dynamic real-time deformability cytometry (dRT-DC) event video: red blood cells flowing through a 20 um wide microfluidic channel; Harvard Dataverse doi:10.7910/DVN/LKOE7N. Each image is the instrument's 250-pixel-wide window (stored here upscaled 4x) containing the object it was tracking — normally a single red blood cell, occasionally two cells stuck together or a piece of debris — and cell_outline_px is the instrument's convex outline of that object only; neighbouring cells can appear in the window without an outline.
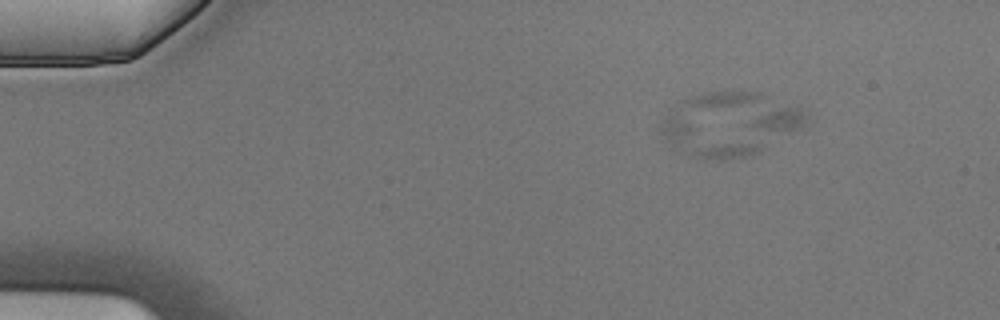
{"species": "Egyptian fruit bat (a non-hibernating species)", "species_latin": "Rousettus aegyptiacus", "temperature_condition": "cold", "stored_images_in_passage": 5, "camera_frame_rate_fps": 3000, "um_per_image_px": 0.085, "animal": {"sex": "male"}, "frame": {"image": 1, "passage_image": 2, "time_ms": 0.333, "image_size_px": [1000, 320], "cell_outline_px": [[808, 128], [752, 156], [716, 160], [700, 160], [688, 156], [680, 152], [768, 108], [800, 108], [808, 112]], "centroid_in_image_um": [63.89, 11.48], "position_along_channel_um": 21.1, "area_um2": 25.66}}